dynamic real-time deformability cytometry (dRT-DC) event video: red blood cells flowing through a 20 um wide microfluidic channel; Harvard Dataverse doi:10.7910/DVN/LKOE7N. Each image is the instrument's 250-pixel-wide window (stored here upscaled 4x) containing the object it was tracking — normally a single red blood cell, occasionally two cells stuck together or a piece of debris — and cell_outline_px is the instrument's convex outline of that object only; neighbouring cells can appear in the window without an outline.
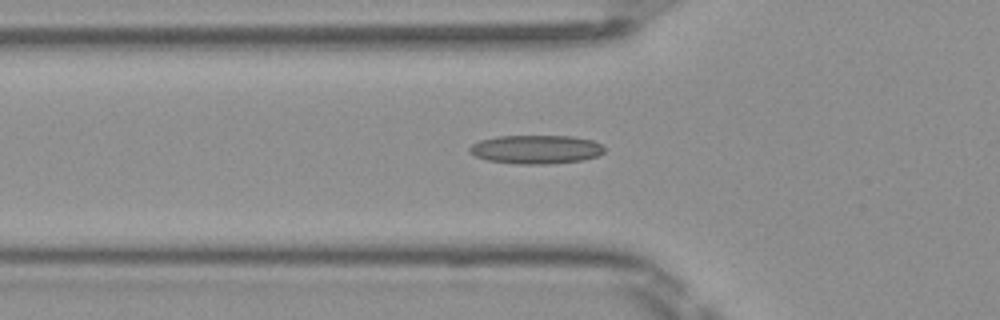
{"species": "Egyptian fruit bat (a non-hibernating species)", "species_latin": "Rousettus aegyptiacus", "temperature_condition": "room temperature", "stored_images_in_passage": 48, "camera_frame_rate_fps": 3000, "um_per_image_px": 0.085, "frame": {"image": 1, "passage_image": 18, "time_ms": 5.667, "image_size_px": [1000, 320], "cell_outline_px": [[604, 152], [596, 156], [580, 160], [548, 164], [520, 164], [488, 160], [476, 156], [468, 152], [468, 148], [472, 144], [480, 140], [496, 136], [572, 136], [592, 140], [600, 144], [604, 148]], "centroid_in_image_um": [45.53, 12.69], "position_along_channel_um": 80.3, "area_um2": 22.43}}
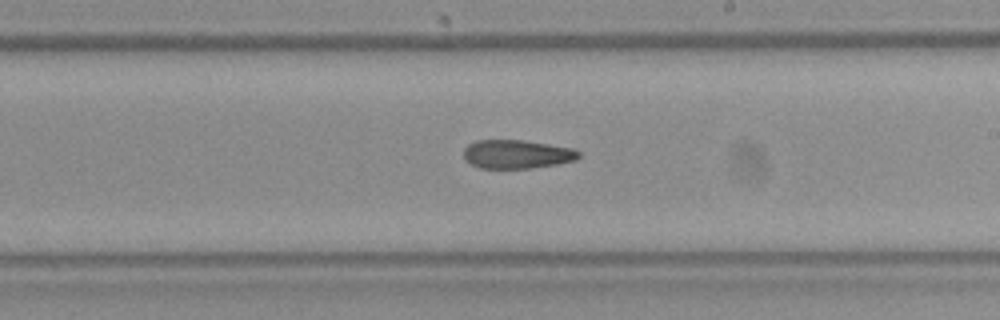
{"frame": {"image": 2, "passage_image": 30, "time_ms": 9.667, "image_size_px": [1000, 320], "cell_outline_px": [[580, 156], [576, 160], [556, 164], [532, 168], [480, 168], [464, 160], [464, 148], [468, 144], [476, 140], [524, 140], [572, 148], [580, 152]], "centroid_in_image_um": [43.92, 13.1], "position_along_channel_um": 245.1, "area_um2": 19.25}}
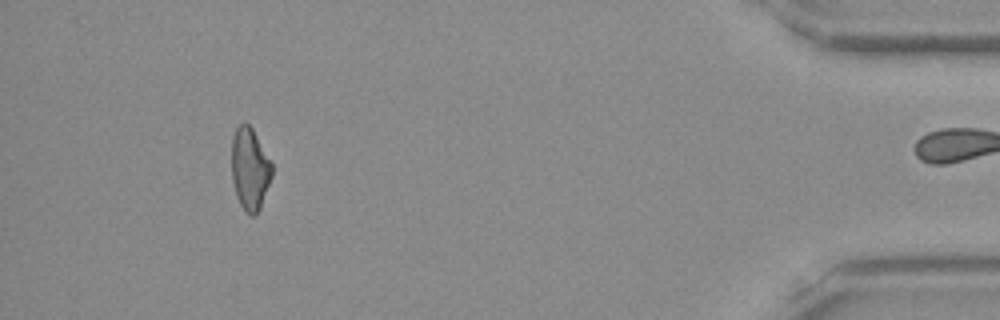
{"frame": {"image": 3, "passage_image": 47, "time_ms": 15.333, "image_size_px": [1000, 320], "cell_outline_px": [[272, 176], [260, 208], [256, 216], [248, 216], [244, 212], [236, 196], [232, 180], [232, 136], [236, 128], [244, 120], [252, 128], [272, 164]], "centroid_in_image_um": [21.22, 14.39], "position_along_channel_um": 414.0, "area_um2": 19.42}}